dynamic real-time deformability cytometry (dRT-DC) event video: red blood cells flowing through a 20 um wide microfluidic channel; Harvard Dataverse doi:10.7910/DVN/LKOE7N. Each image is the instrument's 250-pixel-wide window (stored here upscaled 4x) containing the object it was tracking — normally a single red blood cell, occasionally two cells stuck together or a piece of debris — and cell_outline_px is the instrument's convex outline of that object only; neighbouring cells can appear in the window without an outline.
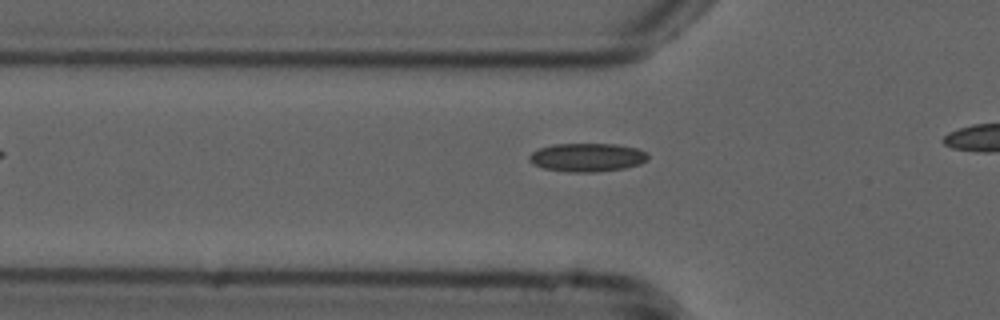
{"species": "common noctule bat (a hibernating species)", "species_latin": "Nyctalus noctula", "temperature_condition": "cold", "stored_images_in_passage": 11, "camera_frame_rate_fps": 3000, "um_per_image_px": 0.085, "animal": {"sex": "male", "forearm_length_mm": 52.5}, "frame": {"image": 1, "passage_image": 5, "time_ms": 1.333, "image_size_px": [1000, 320], "cell_outline_px": [[648, 160], [640, 164], [624, 168], [596, 172], [568, 172], [544, 168], [532, 164], [528, 160], [528, 156], [532, 152], [540, 148], [552, 144], [616, 144], [636, 148], [648, 152]], "centroid_in_image_um": [49.91, 13.38], "position_along_channel_um": 75.9, "area_um2": 19.83}}
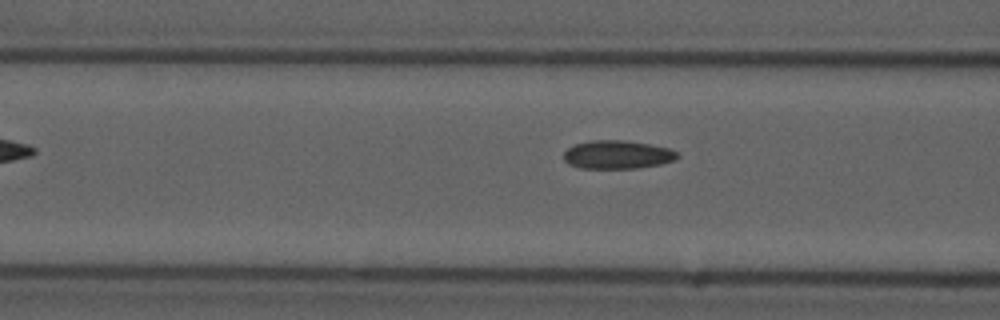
{"frame": {"image": 2, "passage_image": 8, "time_ms": 2.333, "image_size_px": [1000, 320], "cell_outline_px": [[680, 156], [676, 160], [660, 164], [636, 168], [580, 168], [568, 164], [564, 160], [564, 152], [568, 148], [576, 144], [592, 140], [624, 140], [648, 144], [668, 148], [676, 152]], "centroid_in_image_um": [52.47, 13.15], "position_along_channel_um": 114.1, "area_um2": 18.73}}